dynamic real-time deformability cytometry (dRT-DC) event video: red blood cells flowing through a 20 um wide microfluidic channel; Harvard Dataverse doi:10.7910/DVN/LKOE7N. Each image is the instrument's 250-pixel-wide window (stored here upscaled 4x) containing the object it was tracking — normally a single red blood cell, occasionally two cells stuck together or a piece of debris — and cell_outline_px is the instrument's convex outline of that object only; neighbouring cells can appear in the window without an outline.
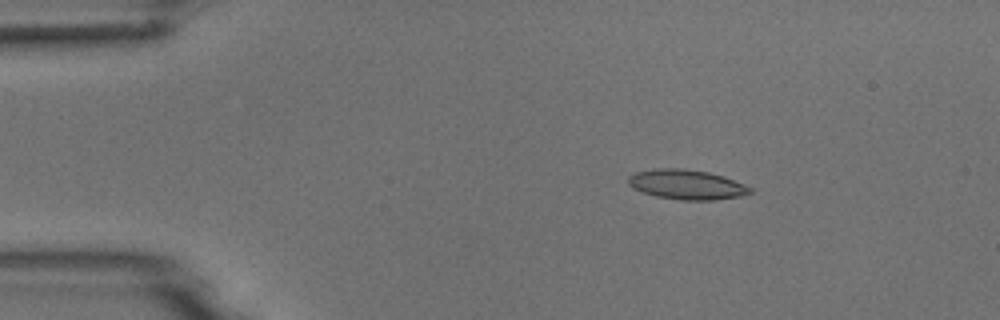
{"species": "common noctule bat (a hibernating species)", "species_latin": "Nyctalus noctula", "temperature_condition": "room temperature", "stored_images_in_passage": 4, "camera_frame_rate_fps": 3000, "um_per_image_px": 0.085, "animal": {"sex": "male", "body_mass_g": 18.8}, "frame": {"image": 1, "passage_image": 3, "time_ms": 2.333, "image_size_px": [1000, 320], "cell_outline_px": [[752, 192], [740, 196], [716, 200], [680, 200], [656, 196], [632, 188], [628, 184], [628, 176], [636, 172], [656, 168], [684, 168], [708, 172], [724, 176], [744, 184], [752, 188]], "centroid_in_image_um": [58.37, 15.68], "position_along_channel_um": 26.6, "area_um2": 21.21}}